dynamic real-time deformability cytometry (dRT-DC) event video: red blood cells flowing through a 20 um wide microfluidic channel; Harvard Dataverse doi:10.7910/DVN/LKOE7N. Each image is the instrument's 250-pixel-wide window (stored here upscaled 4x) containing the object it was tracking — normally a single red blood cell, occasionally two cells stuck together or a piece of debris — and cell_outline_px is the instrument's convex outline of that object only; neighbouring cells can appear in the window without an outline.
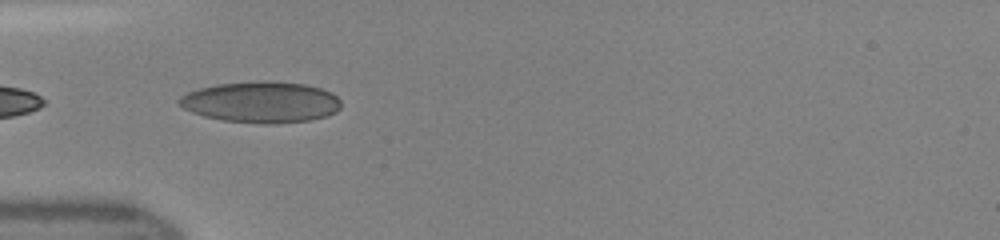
{"species": "human", "species_latin": "Homo sapiens", "temperature_condition": "room temperature", "stored_images_in_passage": 4, "camera_frame_rate_fps": 3000, "um_per_image_px": 0.085, "donor": {"sex": "female"}, "frame": {"image": 1, "passage_image": 1, "time_ms": 0.0, "image_size_px": [1000, 240], "cell_outline_px": [[340, 108], [336, 112], [328, 116], [308, 120], [276, 124], [260, 124], [224, 120], [204, 116], [192, 112], [176, 104], [176, 100], [180, 96], [188, 92], [200, 88], [216, 84], [304, 84], [320, 88], [332, 92], [340, 100]], "centroid_in_image_um": [22.18, 8.73], "position_along_channel_um": 62.8, "area_um2": 37.8}}
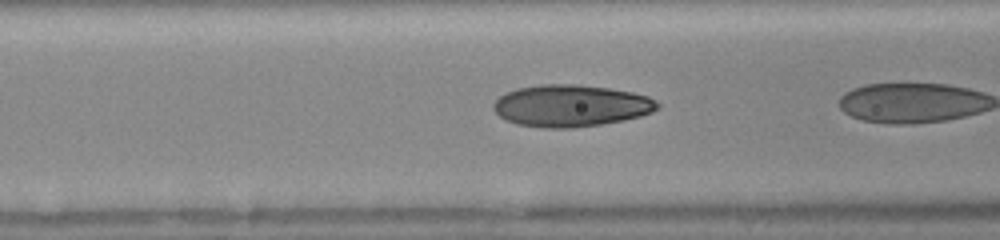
{"frame": {"image": 2, "passage_image": 3, "time_ms": 0.667, "image_size_px": [1000, 240], "cell_outline_px": [[660, 108], [652, 112], [640, 116], [624, 120], [600, 124], [572, 128], [544, 128], [516, 124], [500, 116], [492, 108], [492, 104], [500, 96], [516, 88], [544, 84], [576, 84], [608, 88], [632, 92], [648, 96], [656, 100], [660, 104]], "centroid_in_image_um": [48.54, 8.99], "position_along_channel_um": 118.1, "area_um2": 40.06}}